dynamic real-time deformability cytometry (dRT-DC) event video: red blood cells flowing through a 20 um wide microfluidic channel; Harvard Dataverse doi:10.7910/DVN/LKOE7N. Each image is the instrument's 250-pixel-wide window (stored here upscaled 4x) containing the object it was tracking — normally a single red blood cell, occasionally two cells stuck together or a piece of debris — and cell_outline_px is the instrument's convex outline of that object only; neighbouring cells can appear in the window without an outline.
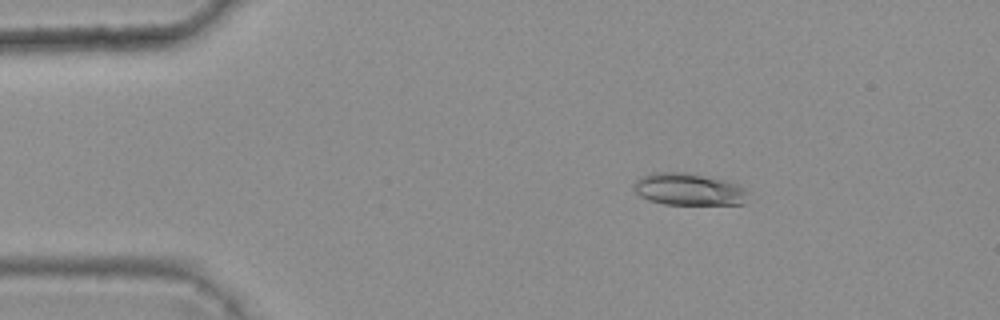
{"species": "common noctule bat (a hibernating species)", "species_latin": "Nyctalus noctula", "temperature_condition": "warm", "stored_images_in_passage": 4, "camera_frame_rate_fps": 3000, "um_per_image_px": 0.085, "animal": {"sex": "female", "body_mass_g": 25.1}, "frame": {"image": 1, "passage_image": 1, "time_ms": 0.0, "image_size_px": [1000, 320], "cell_outline_px": [[752, 192], [744, 204], [664, 204], [648, 200], [640, 196], [632, 188], [632, 184], [636, 180], [652, 172], [684, 172], [724, 180], [740, 184]], "centroid_in_image_um": [58.59, 16.1], "position_along_channel_um": 26.4, "area_um2": 21.68}}